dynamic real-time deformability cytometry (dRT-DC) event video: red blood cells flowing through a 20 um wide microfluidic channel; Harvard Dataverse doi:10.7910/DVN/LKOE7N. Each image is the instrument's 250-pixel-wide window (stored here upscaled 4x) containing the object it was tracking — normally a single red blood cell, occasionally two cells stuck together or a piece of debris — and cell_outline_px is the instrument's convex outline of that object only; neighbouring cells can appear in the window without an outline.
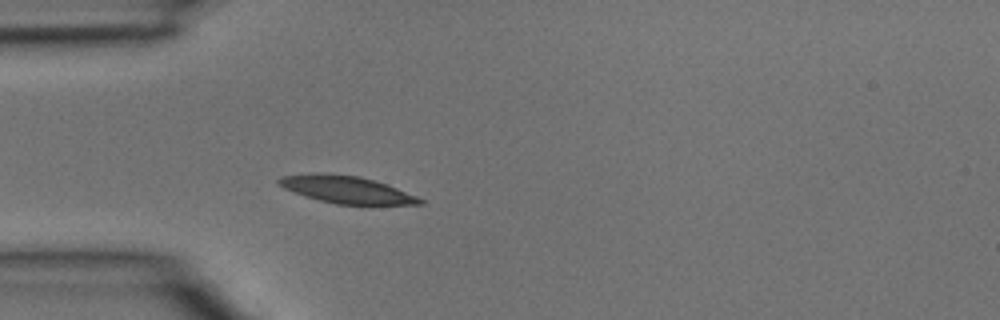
{"species": "common noctule bat (a hibernating species)", "species_latin": "Nyctalus noctula", "temperature_condition": "room temperature", "stored_images_in_passage": 2, "camera_frame_rate_fps": 3000, "um_per_image_px": 0.085, "animal": {"sex": "male", "body_mass_g": 15.6}, "frame": {"image": 1, "passage_image": 2, "time_ms": 0.333, "image_size_px": [1000, 320], "cell_outline_px": [[424, 204], [336, 204], [320, 200], [284, 188], [276, 184], [276, 180], [280, 176], [316, 172], [324, 172], [360, 176], [376, 180], [388, 184], [416, 196], [424, 200]], "centroid_in_image_um": [29.43, 16.08], "position_along_channel_um": 55.6, "area_um2": 22.43}}